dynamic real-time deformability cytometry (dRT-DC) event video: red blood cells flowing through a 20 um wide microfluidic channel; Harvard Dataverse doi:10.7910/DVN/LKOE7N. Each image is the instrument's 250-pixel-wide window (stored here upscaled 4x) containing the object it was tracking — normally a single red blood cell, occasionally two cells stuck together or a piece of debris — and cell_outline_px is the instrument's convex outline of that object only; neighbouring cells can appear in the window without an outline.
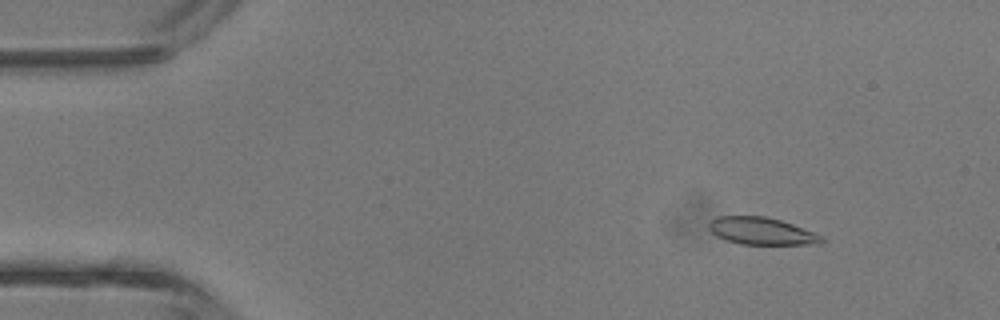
{"species": "common noctule bat (a hibernating species)", "species_latin": "Nyctalus noctula", "temperature_condition": "room temperature", "stored_images_in_passage": 44, "camera_frame_rate_fps": 3000, "um_per_image_px": 0.085, "animal": {"sex": "male", "body_mass_g": 13.3}, "frame": {"image": 1, "passage_image": 6, "time_ms": 1.667, "image_size_px": [1000, 320], "cell_outline_px": [[824, 240], [808, 244], [740, 244], [716, 236], [708, 228], [708, 224], [712, 220], [720, 216], [764, 216], [780, 220], [792, 224], [824, 236]], "centroid_in_image_um": [64.7, 19.63], "position_along_channel_um": 20.3, "area_um2": 17.57}}
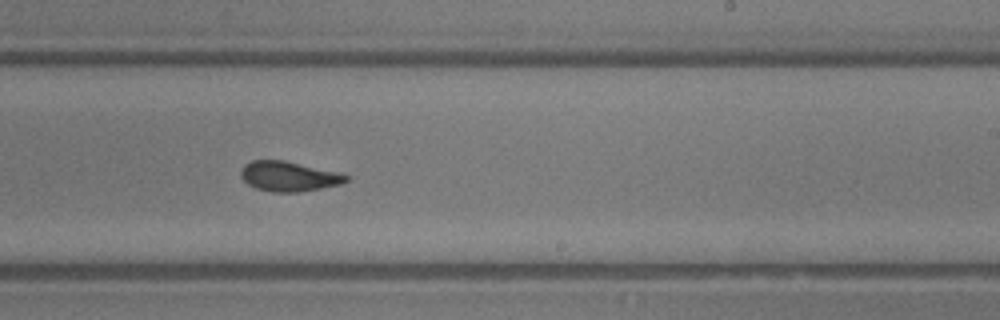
{"frame": {"image": 2, "passage_image": 27, "time_ms": 8.667, "image_size_px": [1000, 320], "cell_outline_px": [[348, 180], [340, 184], [300, 192], [272, 192], [256, 188], [248, 184], [240, 176], [240, 172], [244, 164], [252, 160], [284, 160], [336, 172], [348, 176]], "centroid_in_image_um": [24.49, 14.99], "position_along_channel_um": 264.5, "area_um2": 18.15}}
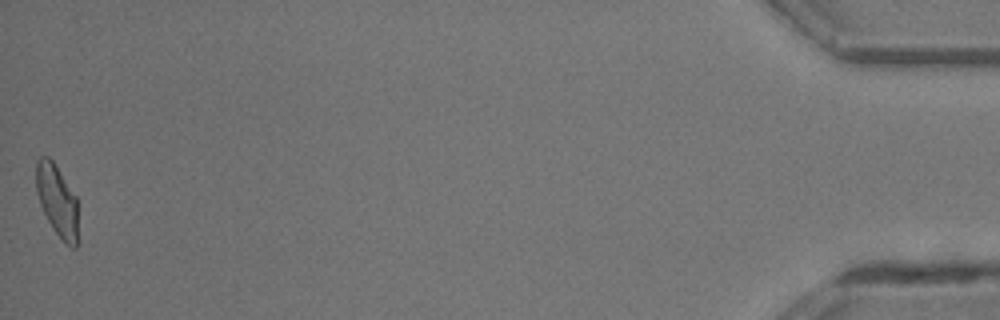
{"frame": {"image": 3, "passage_image": 44, "time_ms": 14.333, "image_size_px": [1000, 320], "cell_outline_px": [[76, 248], [72, 248], [52, 228], [40, 204], [36, 192], [36, 160], [40, 156], [48, 156], [52, 160], [76, 196]], "centroid_in_image_um": [4.81, 16.98], "position_along_channel_um": 430.4, "area_um2": 16.99}, "authors_computed_cell_mechanics": {"area_um2": 18.2359, "velocity_mm_per_s": 4.7479, "shape_relaxation_time_tau1_ms": 2.7005, "shape_relaxation_time_tau2_ms": 1.4152, "deformation_change_tau1": 0.1293, "deformation_change_tau2": 0.0808}}